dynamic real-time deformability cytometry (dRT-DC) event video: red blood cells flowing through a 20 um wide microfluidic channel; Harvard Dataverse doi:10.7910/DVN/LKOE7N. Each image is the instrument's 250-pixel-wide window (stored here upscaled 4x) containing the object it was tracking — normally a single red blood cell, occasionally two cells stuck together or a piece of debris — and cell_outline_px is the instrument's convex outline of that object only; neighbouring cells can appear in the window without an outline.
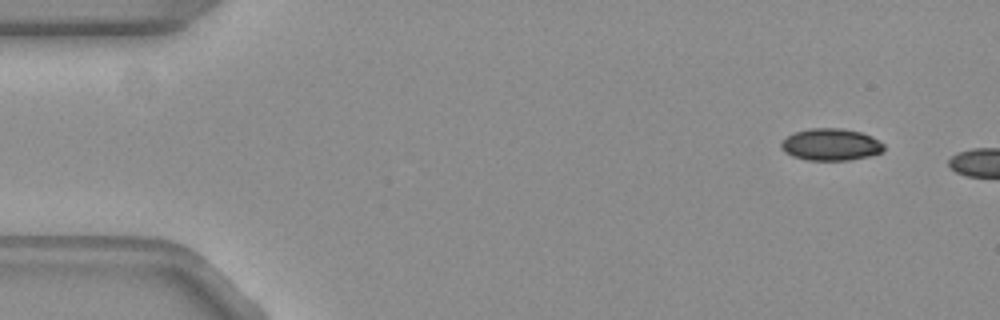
{"species": "common noctule bat (a hibernating species)", "species_latin": "Nyctalus noctula", "temperature_condition": "warm", "stored_images_in_passage": 4, "camera_frame_rate_fps": 3000, "um_per_image_px": 0.085, "animal": {"sex": "female", "body_mass_g": 19.3, "forearm_length_mm": 54.1}, "frame": {"image": 1, "passage_image": 1, "time_ms": 0.0, "image_size_px": [1000, 320], "cell_outline_px": [[884, 148], [880, 152], [868, 156], [848, 160], [808, 160], [792, 156], [784, 152], [780, 144], [788, 136], [796, 132], [812, 128], [840, 128], [860, 132], [872, 136], [884, 144]], "centroid_in_image_um": [70.62, 12.29], "position_along_channel_um": 14.4, "area_um2": 18.9}}